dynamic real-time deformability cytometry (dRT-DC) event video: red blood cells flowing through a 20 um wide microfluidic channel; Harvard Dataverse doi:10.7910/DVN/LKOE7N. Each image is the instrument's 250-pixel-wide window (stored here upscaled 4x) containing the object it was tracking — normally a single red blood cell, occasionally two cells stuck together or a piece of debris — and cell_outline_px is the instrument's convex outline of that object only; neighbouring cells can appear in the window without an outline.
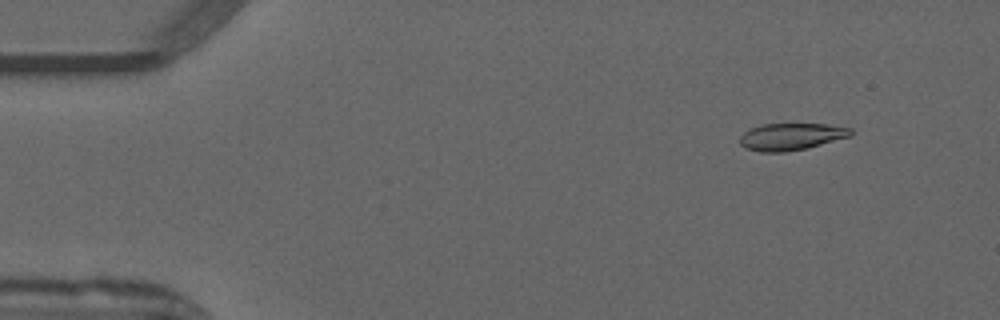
{"species": "common noctule bat (a hibernating species)", "species_latin": "Nyctalus noctula", "temperature_condition": "warm", "stored_images_in_passage": 52, "camera_frame_rate_fps": 3000, "um_per_image_px": 0.085, "animal": {"sex": "male", "forearm_length_mm": 52.5}, "frame": {"image": 1, "passage_image": 6, "time_ms": 1.667, "image_size_px": [1000, 320], "cell_outline_px": [[852, 136], [808, 148], [784, 152], [760, 152], [744, 148], [740, 144], [740, 136], [748, 128], [760, 124], [824, 124], [852, 128]], "centroid_in_image_um": [67.23, 11.61], "position_along_channel_um": 17.8, "area_um2": 17.69}}
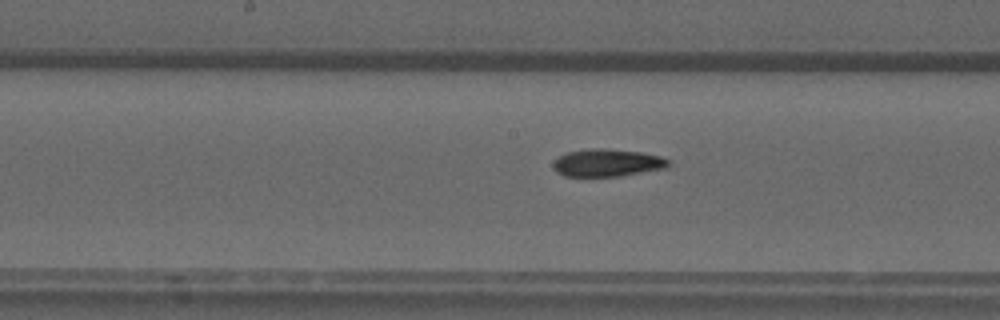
{"frame": {"image": 2, "passage_image": 27, "time_ms": 8.667, "image_size_px": [1000, 320], "cell_outline_px": [[672, 160], [668, 168], [620, 176], [564, 176], [556, 172], [552, 164], [560, 156], [568, 152], [588, 148], [604, 148], [640, 152], [660, 156]], "centroid_in_image_um": [51.66, 13.84], "position_along_channel_um": 196.5, "area_um2": 18.61}}
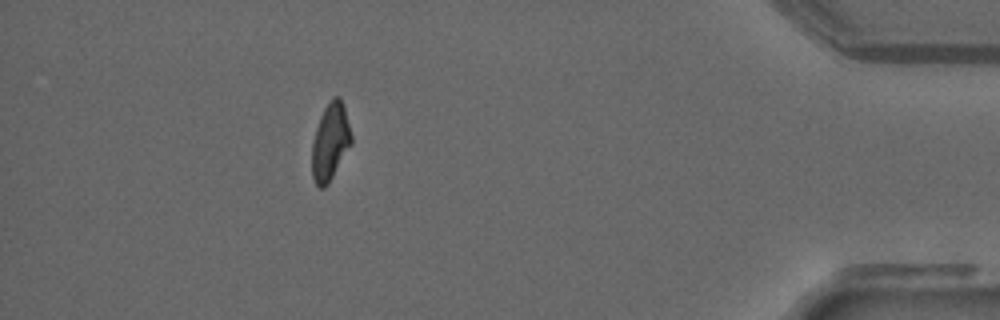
{"frame": {"image": 3, "passage_image": 47, "time_ms": 15.333, "image_size_px": [1000, 320], "cell_outline_px": [[352, 144], [328, 184], [324, 188], [320, 188], [316, 184], [312, 176], [312, 140], [320, 116], [324, 108], [332, 96], [340, 96], [344, 104], [352, 136]], "centroid_in_image_um": [28.08, 12.03], "position_along_channel_um": 407.1, "area_um2": 17.92}, "authors_computed_cell_mechanics": {"area_um2": 18.1492, "velocity_mm_per_s": 3.9563, "shape_relaxation_time_tau1_ms": null, "shape_relaxation_time_tau2_ms": 5.527, "deformation_change_tau1": null, "deformation_change_tau2": 0.136}}